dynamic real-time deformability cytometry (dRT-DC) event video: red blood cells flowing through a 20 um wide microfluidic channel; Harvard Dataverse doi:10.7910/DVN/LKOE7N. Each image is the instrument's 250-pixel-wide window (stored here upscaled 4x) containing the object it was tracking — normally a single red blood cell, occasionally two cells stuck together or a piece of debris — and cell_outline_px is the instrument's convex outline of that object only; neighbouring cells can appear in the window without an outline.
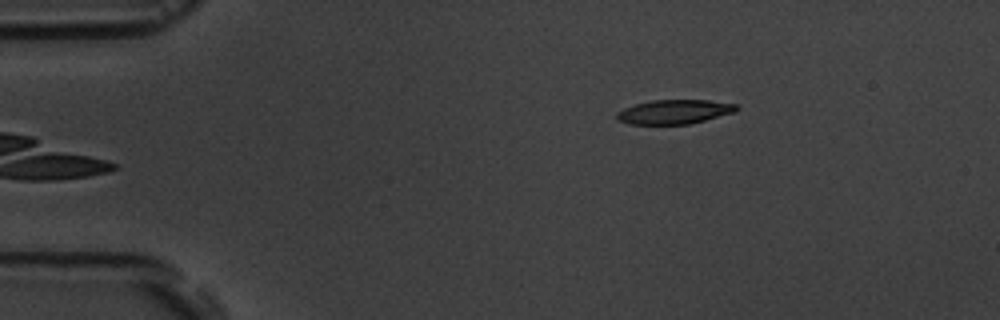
{"species": "common noctule bat (a hibernating species)", "species_latin": "Nyctalus noctula", "temperature_condition": "room temperature", "stored_images_in_passage": 5, "camera_frame_rate_fps": 3000, "um_per_image_px": 0.085, "animal": {"sex": "male", "body_mass_g": 19.5, "forearm_length_mm": 54.6}, "frame": {"image": 1, "passage_image": 5, "time_ms": 5.667, "image_size_px": [1000, 320], "cell_outline_px": [[740, 108], [736, 112], [688, 124], [628, 124], [616, 120], [616, 112], [624, 108], [636, 104], [652, 100], [708, 100], [736, 104]], "centroid_in_image_um": [57.31, 9.5], "position_along_channel_um": 27.7, "area_um2": 16.94}}